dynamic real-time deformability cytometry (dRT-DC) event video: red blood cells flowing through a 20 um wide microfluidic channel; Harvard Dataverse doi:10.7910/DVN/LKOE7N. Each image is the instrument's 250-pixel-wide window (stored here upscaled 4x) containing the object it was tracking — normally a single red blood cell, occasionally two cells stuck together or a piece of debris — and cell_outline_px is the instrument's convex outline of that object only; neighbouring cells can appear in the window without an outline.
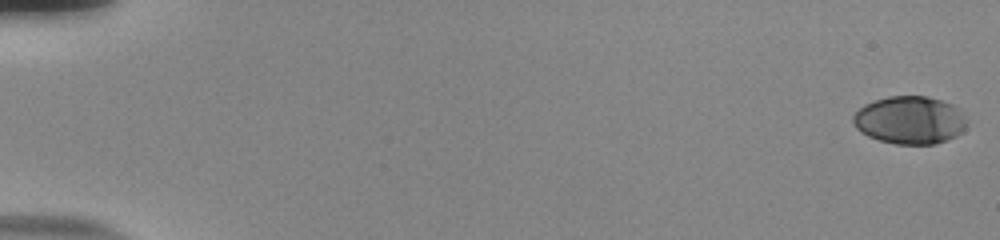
{"species": "human", "species_latin": "Homo sapiens", "temperature_condition": "room temperature", "stored_images_in_passage": 55, "camera_frame_rate_fps": 3000, "um_per_image_px": 0.085, "donor": {"sex": "male"}, "frame": {"image": 1, "passage_image": 1, "time_ms": 0.0, "image_size_px": [1000, 240], "cell_outline_px": [[968, 120], [964, 128], [956, 136], [936, 144], [896, 144], [880, 140], [868, 136], [860, 132], [856, 128], [852, 120], [852, 116], [864, 104], [888, 96], [928, 96], [952, 104], [960, 108]], "centroid_in_image_um": [77.35, 10.2], "position_along_channel_um": 7.7, "area_um2": 31.85}}
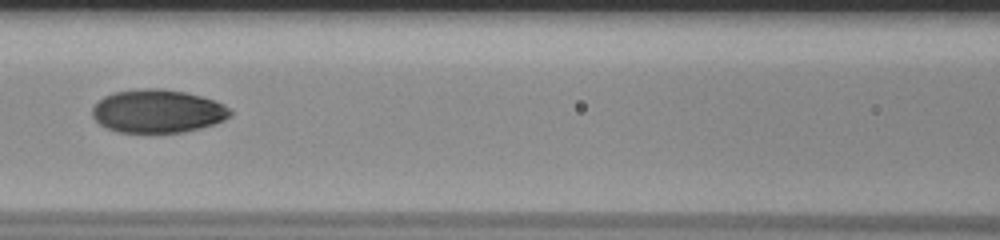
{"frame": {"image": 2, "passage_image": 27, "time_ms": 8.667, "image_size_px": [1000, 240], "cell_outline_px": [[232, 116], [224, 120], [200, 128], [184, 132], [116, 132], [104, 128], [92, 116], [92, 108], [104, 96], [116, 92], [140, 88], [164, 88], [184, 92], [200, 96], [224, 104], [232, 112]], "centroid_in_image_um": [13.39, 9.45], "position_along_channel_um": 153.2, "area_um2": 34.74}}
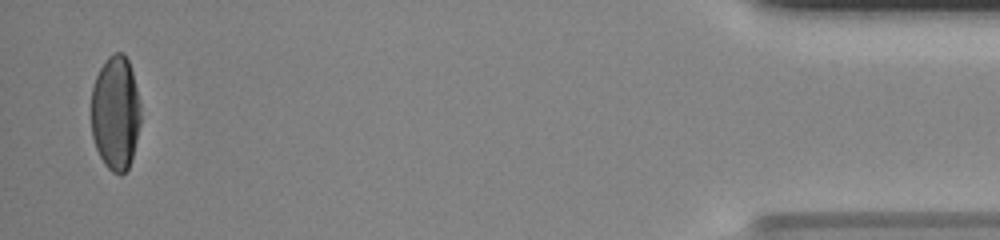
{"frame": {"image": 3, "passage_image": 54, "time_ms": 17.667, "image_size_px": [1000, 240], "cell_outline_px": [[140, 124], [132, 160], [128, 168], [120, 176], [112, 172], [104, 164], [96, 148], [92, 136], [92, 88], [96, 76], [104, 60], [108, 56], [116, 52], [124, 52], [128, 60], [132, 72], [140, 104]], "centroid_in_image_um": [9.82, 9.61], "position_along_channel_um": 425.4, "area_um2": 33.06}, "authors_computed_cell_mechanics": {"area_um2": 34.3332, "velocity_mm_per_s": 3.8516, "shape_relaxation_time_tau1_ms": 4.4955, "shape_relaxation_time_tau2_ms": 1.0143, "deformation_change_tau1": 0.1888, "deformation_change_tau2": 0.0362}}